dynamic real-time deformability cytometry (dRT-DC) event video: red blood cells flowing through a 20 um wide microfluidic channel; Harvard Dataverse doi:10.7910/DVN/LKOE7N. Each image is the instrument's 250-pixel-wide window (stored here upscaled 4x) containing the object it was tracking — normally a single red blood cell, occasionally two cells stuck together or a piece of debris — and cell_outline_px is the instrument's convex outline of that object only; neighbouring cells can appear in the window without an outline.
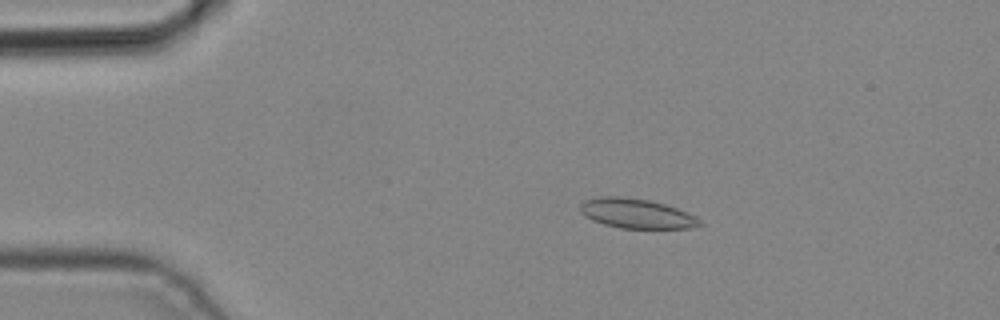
{"species": "common noctule bat (a hibernating species)", "species_latin": "Nyctalus noctula", "temperature_condition": "cold", "stored_images_in_passage": 4, "camera_frame_rate_fps": 3000, "um_per_image_px": 0.085, "animal": {"sex": "male", "body_mass_g": 19.2, "forearm_length_mm": 51.8}, "frame": {"image": 1, "passage_image": 3, "time_ms": 0.667, "image_size_px": [1000, 320], "cell_outline_px": [[704, 224], [688, 228], [620, 228], [604, 224], [592, 220], [584, 216], [580, 212], [580, 204], [584, 200], [604, 196], [620, 196], [648, 200], [664, 204], [676, 208], [696, 216]], "centroid_in_image_um": [54.08, 18.15], "position_along_channel_um": 30.9, "area_um2": 20.58}}